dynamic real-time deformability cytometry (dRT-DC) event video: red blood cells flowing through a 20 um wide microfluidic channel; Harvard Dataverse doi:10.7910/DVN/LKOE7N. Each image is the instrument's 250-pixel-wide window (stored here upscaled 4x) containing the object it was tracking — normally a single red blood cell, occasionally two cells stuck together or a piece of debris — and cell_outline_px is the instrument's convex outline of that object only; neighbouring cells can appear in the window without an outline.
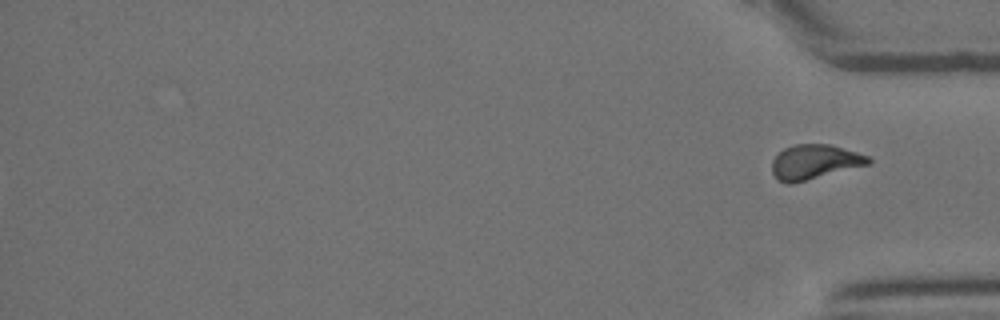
{"species": "Egyptian fruit bat (a non-hibernating species)", "species_latin": "Rousettus aegyptiacus", "temperature_condition": "room temperature", "stored_images_in_passage": 45, "segment_of_instrument_passage": [2, 2], "camera_frame_rate_fps": 3000, "um_per_image_px": 0.085, "animal": {"sex": "female"}, "frame": {"image": 1, "passage_image": 45, "time_ms": 14.667, "image_size_px": [1000, 320], "cell_outline_px": [[872, 164], [792, 184], [788, 184], [780, 180], [772, 172], [772, 160], [784, 148], [796, 144], [832, 144], [868, 156], [872, 160]], "centroid_in_image_um": [69.28, 13.76], "position_along_channel_um": 365.9, "area_um2": 19.54}}